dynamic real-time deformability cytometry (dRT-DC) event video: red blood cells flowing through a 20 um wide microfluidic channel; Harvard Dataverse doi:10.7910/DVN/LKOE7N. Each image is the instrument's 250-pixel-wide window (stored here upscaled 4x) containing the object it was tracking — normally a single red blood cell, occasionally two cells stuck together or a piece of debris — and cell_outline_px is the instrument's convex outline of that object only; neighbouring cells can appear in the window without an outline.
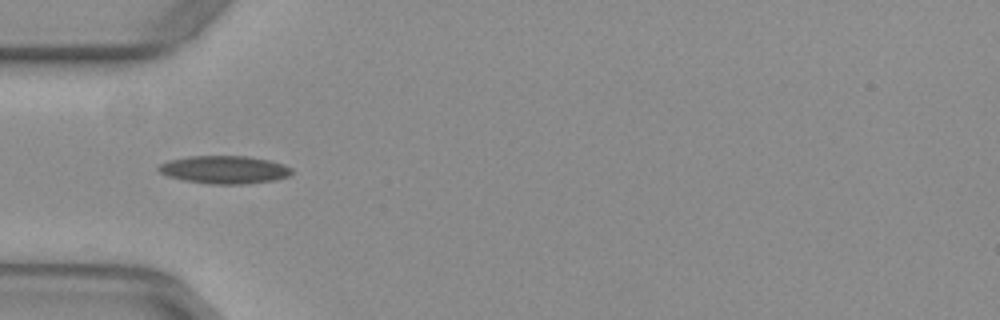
{"species": "common noctule bat (a hibernating species)", "species_latin": "Nyctalus noctula", "temperature_condition": "warm", "stored_images_in_passage": 36, "camera_frame_rate_fps": 3000, "um_per_image_px": 0.085, "animal": {"sex": "female", "body_mass_g": 29.2, "forearm_length_mm": 56.3}, "frame": {"image": 1, "passage_image": 1, "time_ms": 0.0, "image_size_px": [1000, 320], "cell_outline_px": [[292, 172], [288, 176], [276, 180], [244, 184], [212, 184], [184, 180], [168, 176], [160, 172], [156, 168], [160, 164], [168, 160], [188, 156], [248, 156], [268, 160], [284, 164], [292, 168]], "centroid_in_image_um": [19.07, 14.42], "position_along_channel_um": 65.9, "area_um2": 21.68}}
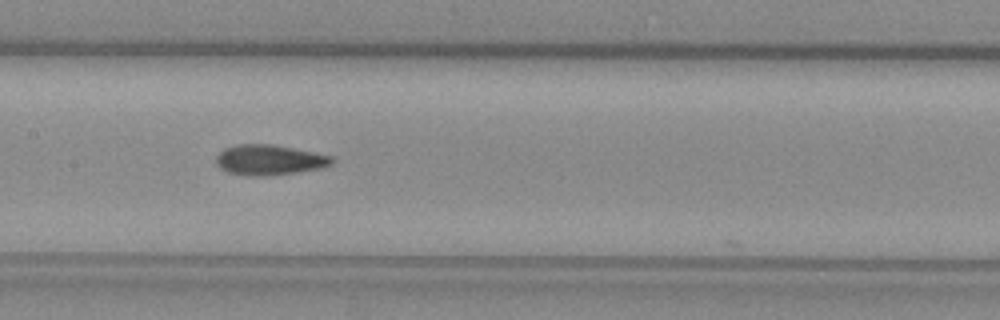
{"frame": {"image": 2, "passage_image": 10, "time_ms": 3.0, "image_size_px": [1000, 320], "cell_outline_px": [[336, 160], [332, 164], [320, 168], [268, 176], [248, 176], [228, 172], [220, 168], [216, 164], [216, 156], [224, 148], [236, 144], [272, 144], [332, 156]], "centroid_in_image_um": [22.86, 13.59], "position_along_channel_um": 184.5, "area_um2": 20.4}}
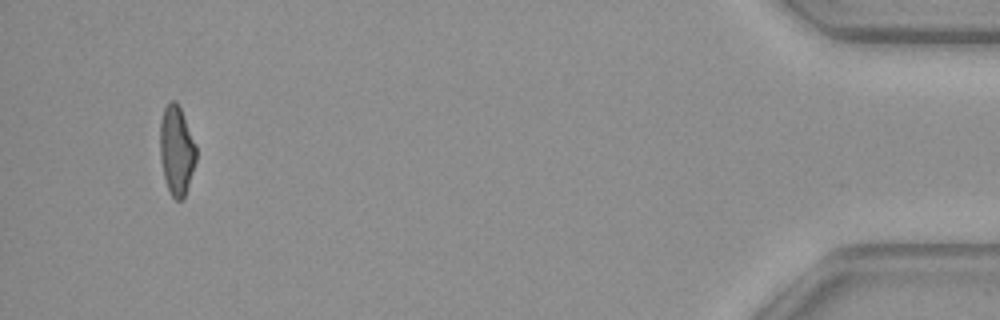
{"frame": {"image": 3, "passage_image": 34, "time_ms": 11.0, "image_size_px": [1000, 320], "cell_outline_px": [[196, 160], [184, 200], [176, 200], [172, 196], [164, 180], [160, 160], [160, 120], [164, 108], [172, 100], [176, 100], [180, 108], [196, 144]], "centroid_in_image_um": [15.0, 12.81], "position_along_channel_um": 420.2, "area_um2": 18.9}, "authors_computed_cell_mechanics": {"area_um2": 19.7965, "velocity_mm_per_s": 3.9628, "shape_relaxation_time_tau1_ms": null, "shape_relaxation_time_tau2_ms": 2.6843, "deformation_change_tau1": null, "deformation_change_tau2": 0.1033}}